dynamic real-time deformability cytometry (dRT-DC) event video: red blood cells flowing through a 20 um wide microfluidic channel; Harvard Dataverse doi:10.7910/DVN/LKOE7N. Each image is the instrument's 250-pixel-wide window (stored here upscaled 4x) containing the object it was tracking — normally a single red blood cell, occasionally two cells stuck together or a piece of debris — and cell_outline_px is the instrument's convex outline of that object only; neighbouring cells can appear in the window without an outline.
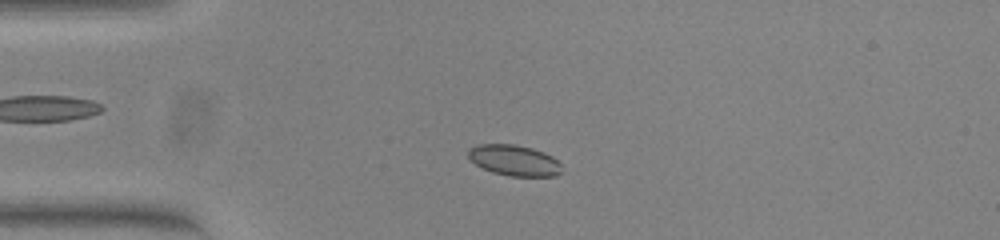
{"species": "common noctule bat (a hibernating species)", "species_latin": "Nyctalus noctula", "temperature_condition": "warm", "stored_images_in_passage": 44, "camera_frame_rate_fps": 3000, "um_per_image_px": 0.085, "animal": {"sex": "female", "body_mass_g": 23.0, "forearm_length_mm": 53.4}, "frame": {"image": 1, "passage_image": 3, "time_ms": 0.667, "image_size_px": [1000, 240], "cell_outline_px": [[560, 172], [556, 176], [508, 176], [492, 172], [476, 164], [468, 156], [468, 148], [476, 144], [516, 144], [532, 148], [544, 152], [552, 156], [560, 164]], "centroid_in_image_um": [43.69, 13.62], "position_along_channel_um": 41.3, "area_um2": 16.76}}
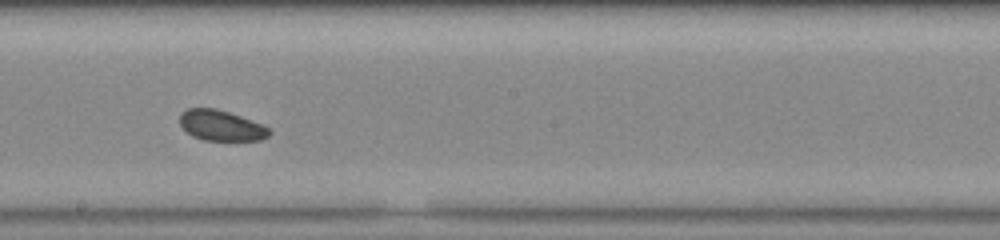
{"frame": {"image": 2, "passage_image": 20, "time_ms": 6.333, "image_size_px": [1000, 240], "cell_outline_px": [[272, 132], [268, 136], [260, 140], [204, 140], [192, 136], [180, 124], [180, 112], [188, 108], [216, 108], [264, 124]], "centroid_in_image_um": [18.8, 10.66], "position_along_channel_um": 229.4, "area_um2": 15.9}}
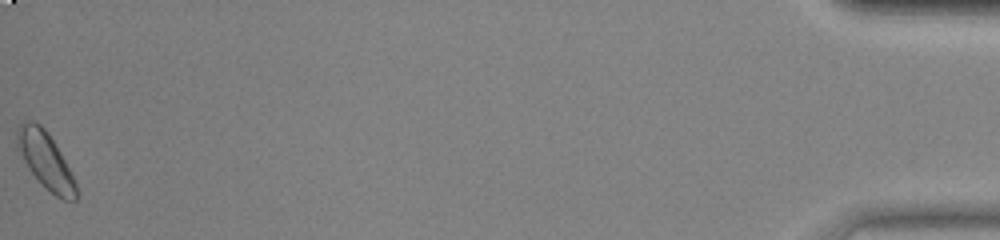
{"frame": {"image": 3, "passage_image": 44, "time_ms": 14.333, "image_size_px": [1000, 240], "cell_outline_px": [[80, 192], [76, 200], [64, 200], [56, 196], [28, 168], [16, 148], [16, 132], [20, 124], [24, 120], [32, 120], [40, 124], [48, 132], [60, 152]], "centroid_in_image_um": [3.86, 13.59], "position_along_channel_um": 431.3, "area_um2": 19.19}, "authors_computed_cell_mechanics": {"area_um2": 16.7909, "velocity_mm_per_s": 3.7893, "shape_relaxation_time_tau1_ms": null, "shape_relaxation_time_tau2_ms": 2.5048, "deformation_change_tau1": null, "deformation_change_tau2": 0.0614}}